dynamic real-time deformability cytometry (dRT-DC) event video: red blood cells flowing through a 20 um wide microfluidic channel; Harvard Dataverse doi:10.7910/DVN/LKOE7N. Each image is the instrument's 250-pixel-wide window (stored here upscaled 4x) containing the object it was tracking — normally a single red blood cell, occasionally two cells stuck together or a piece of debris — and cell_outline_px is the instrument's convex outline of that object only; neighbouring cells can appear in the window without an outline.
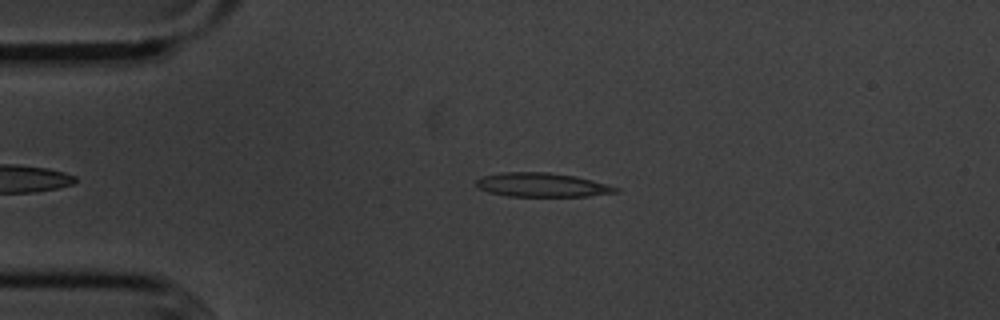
{"species": "common noctule bat (a hibernating species)", "species_latin": "Nyctalus noctula", "temperature_condition": "cold", "stored_images_in_passage": 6, "camera_frame_rate_fps": 3000, "um_per_image_px": 0.085, "animal": {"sex": "male", "body_mass_g": 20.1, "forearm_length_mm": 53.5}, "frame": {"image": 1, "passage_image": 2, "time_ms": 1.0, "image_size_px": [1000, 320], "cell_outline_px": [[620, 192], [588, 196], [508, 196], [488, 192], [476, 188], [476, 180], [484, 176], [500, 172], [548, 172], [576, 176], [592, 180], [620, 188]], "centroid_in_image_um": [46.07, 15.72], "position_along_channel_um": 38.9, "area_um2": 19.59}}
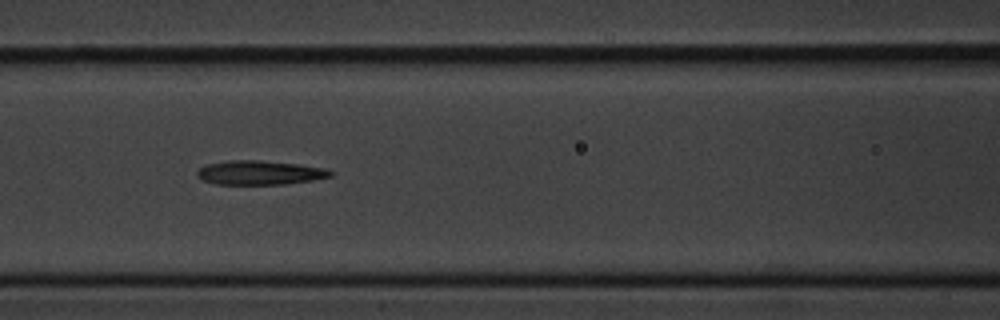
{"frame": {"image": 2, "passage_image": 5, "time_ms": 4.667, "image_size_px": [1000, 320], "cell_outline_px": [[332, 176], [312, 180], [284, 184], [216, 184], [200, 180], [196, 176], [196, 172], [200, 168], [208, 164], [228, 160], [260, 160], [296, 164], [328, 168], [332, 172]], "centroid_in_image_um": [22.05, 14.67], "position_along_channel_um": 144.5, "area_um2": 18.79}}
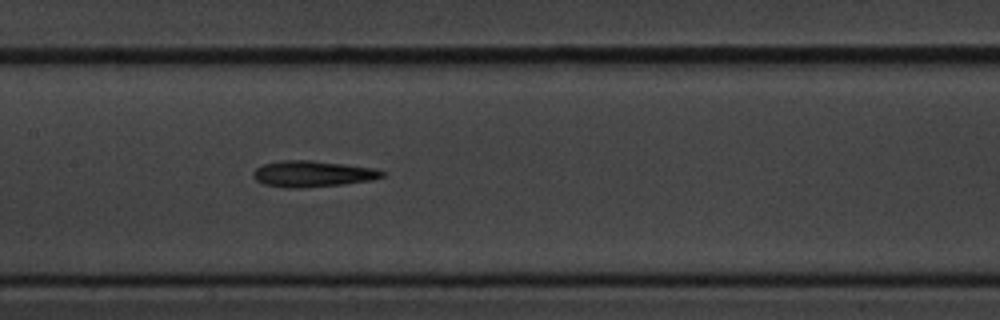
{"frame": {"image": 3, "passage_image": 6, "time_ms": 5.667, "image_size_px": [1000, 320], "cell_outline_px": [[384, 176], [372, 180], [344, 184], [300, 188], [288, 188], [264, 184], [256, 180], [252, 176], [252, 172], [256, 168], [264, 164], [280, 160], [312, 160], [376, 168], [384, 172]], "centroid_in_image_um": [26.56, 14.77], "position_along_channel_um": 180.8, "area_um2": 19.71}}